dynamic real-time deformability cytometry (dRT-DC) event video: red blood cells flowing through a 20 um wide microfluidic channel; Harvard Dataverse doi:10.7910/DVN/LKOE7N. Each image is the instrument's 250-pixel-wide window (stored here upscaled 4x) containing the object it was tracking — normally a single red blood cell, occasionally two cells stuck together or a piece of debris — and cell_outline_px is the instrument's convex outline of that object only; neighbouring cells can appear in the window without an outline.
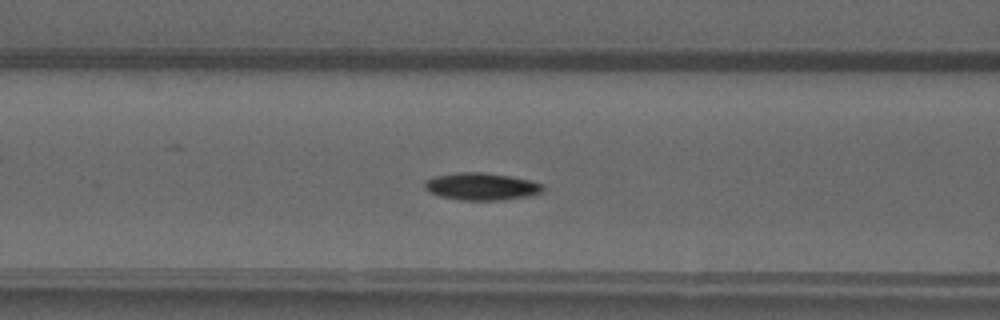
{"species": "common noctule bat (a hibernating species)", "species_latin": "Nyctalus noctula", "temperature_condition": "warm", "stored_images_in_passage": 32, "camera_frame_rate_fps": 3000, "um_per_image_px": 0.085, "animal": {"sex": "male", "forearm_length_mm": 52.5}, "frame": {"image": 1, "passage_image": 6, "time_ms": 1.667, "image_size_px": [1000, 320], "cell_outline_px": [[544, 192], [532, 196], [504, 200], [460, 200], [440, 196], [428, 192], [424, 188], [424, 180], [436, 176], [456, 172], [484, 172], [508, 176], [528, 180], [544, 184]], "centroid_in_image_um": [40.93, 15.86], "position_along_channel_um": 125.7, "area_um2": 19.07}}
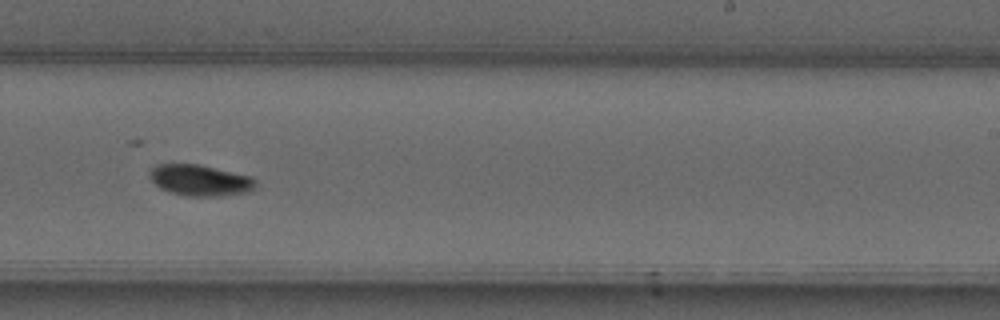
{"frame": {"image": 2, "passage_image": 17, "time_ms": 5.333, "image_size_px": [1000, 320], "cell_outline_px": [[256, 188], [248, 192], [220, 196], [184, 196], [168, 192], [160, 188], [148, 176], [148, 172], [156, 164], [200, 164], [248, 176], [256, 180]], "centroid_in_image_um": [16.98, 15.33], "position_along_channel_um": 272.0, "area_um2": 19.31}}
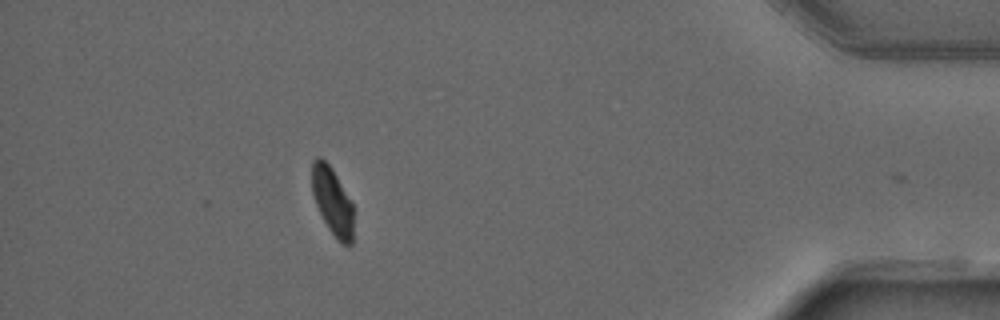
{"frame": {"image": 3, "passage_image": 31, "time_ms": 10.0, "image_size_px": [1000, 320], "cell_outline_px": [[352, 244], [344, 244], [328, 228], [316, 204], [312, 192], [312, 160], [316, 156], [320, 156], [332, 168], [352, 204]], "centroid_in_image_um": [28.22, 17.04], "position_along_channel_um": 407.0, "area_um2": 15.84}, "authors_computed_cell_mechanics": {"area_um2": 18.3804, "velocity_mm_per_s": 4.0063, "shape_relaxation_time_tau1_ms": 4.8128, "shape_relaxation_time_tau2_ms": null, "deformation_change_tau1": 0.1663, "deformation_change_tau2": null}}